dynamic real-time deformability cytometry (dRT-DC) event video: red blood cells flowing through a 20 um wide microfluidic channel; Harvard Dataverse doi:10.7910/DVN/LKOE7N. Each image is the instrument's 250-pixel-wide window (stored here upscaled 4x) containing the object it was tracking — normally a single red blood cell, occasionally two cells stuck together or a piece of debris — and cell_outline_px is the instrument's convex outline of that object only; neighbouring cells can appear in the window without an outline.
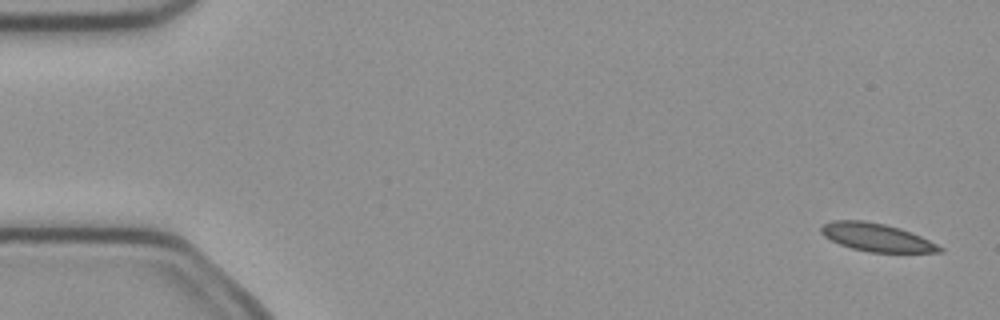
{"species": "common noctule bat (a hibernating species)", "species_latin": "Nyctalus noctula", "temperature_condition": "cold", "stored_images_in_passage": 4, "camera_frame_rate_fps": 3000, "um_per_image_px": 0.085, "animal": {"sex": "female", "body_mass_g": 21.9}, "frame": {"image": 1, "passage_image": 1, "time_ms": 0.0, "image_size_px": [1000, 320], "cell_outline_px": [[944, 252], [868, 252], [852, 248], [840, 244], [824, 236], [820, 232], [820, 228], [824, 224], [832, 220], [864, 220], [884, 224], [900, 228], [920, 236], [944, 248]], "centroid_in_image_um": [74.49, 20.17], "position_along_channel_um": 10.5, "area_um2": 19.19}}
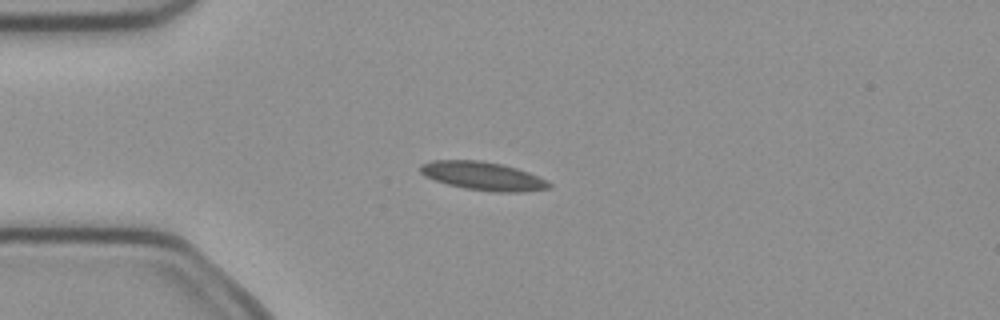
{"frame": {"image": 2, "passage_image": 4, "time_ms": 1.0, "image_size_px": [1000, 320], "cell_outline_px": [[552, 188], [524, 192], [496, 192], [464, 188], [448, 184], [424, 176], [420, 172], [420, 164], [432, 160], [480, 160], [500, 164], [516, 168], [528, 172], [548, 180], [552, 184]], "centroid_in_image_um": [41.08, 14.96], "position_along_channel_um": 43.9, "area_um2": 21.39}}